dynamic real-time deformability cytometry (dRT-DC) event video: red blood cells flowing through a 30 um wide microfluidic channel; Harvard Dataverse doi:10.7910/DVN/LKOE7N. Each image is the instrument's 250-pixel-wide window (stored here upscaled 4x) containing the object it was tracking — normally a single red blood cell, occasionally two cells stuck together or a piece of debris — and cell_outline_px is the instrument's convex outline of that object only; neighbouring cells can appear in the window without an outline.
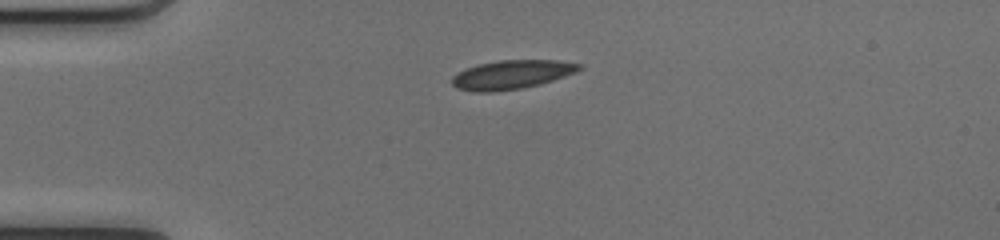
{"species": "common noctule bat (a hibernating species)", "species_latin": "Nyctalus noctula", "temperature_condition": "cold", "stored_images_in_passage": 38, "camera_frame_rate_fps": 3000, "um_per_image_px": 0.085, "animal": {"sex": "female", "body_mass_g": 17.0, "forearm_length_mm": 48.0}, "frame": {"image": 1, "passage_image": 1, "time_ms": 0.0, "image_size_px": [1000, 240], "cell_outline_px": [[584, 68], [576, 72], [540, 84], [520, 88], [492, 92], [472, 92], [456, 88], [452, 84], [452, 76], [464, 68], [480, 64], [500, 60], [560, 60], [580, 64]], "centroid_in_image_um": [43.47, 6.34], "position_along_channel_um": 41.5, "area_um2": 21.44}}
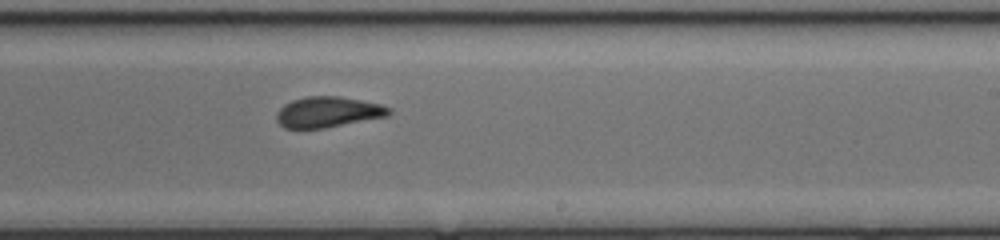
{"frame": {"image": 2, "passage_image": 19, "time_ms": 6.0, "image_size_px": [1000, 240], "cell_outline_px": [[392, 112], [388, 116], [324, 128], [284, 128], [276, 120], [276, 112], [284, 104], [292, 100], [308, 96], [340, 96], [380, 104], [392, 108]], "centroid_in_image_um": [27.88, 9.52], "position_along_channel_um": 261.1, "area_um2": 20.11}}
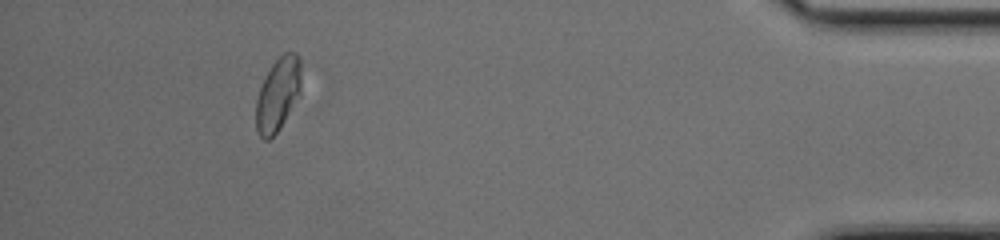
{"frame": {"image": 3, "passage_image": 34, "time_ms": 11.0, "image_size_px": [1000, 240], "cell_outline_px": [[300, 96], [280, 128], [268, 140], [264, 140], [260, 136], [256, 128], [256, 100], [260, 88], [272, 64], [284, 52], [296, 52], [300, 56]], "centroid_in_image_um": [23.64, 8.02], "position_along_channel_um": 411.6, "area_um2": 19.25}, "authors_computed_cell_mechanics": {"area_um2": 20.7213, "velocity_mm_per_s": 4.1717, "shape_relaxation_time_tau1_ms": 9.0626, "shape_relaxation_time_tau2_ms": 1.2514, "deformation_change_tau1": 0.1705, "deformation_change_tau2": 0.0597}}